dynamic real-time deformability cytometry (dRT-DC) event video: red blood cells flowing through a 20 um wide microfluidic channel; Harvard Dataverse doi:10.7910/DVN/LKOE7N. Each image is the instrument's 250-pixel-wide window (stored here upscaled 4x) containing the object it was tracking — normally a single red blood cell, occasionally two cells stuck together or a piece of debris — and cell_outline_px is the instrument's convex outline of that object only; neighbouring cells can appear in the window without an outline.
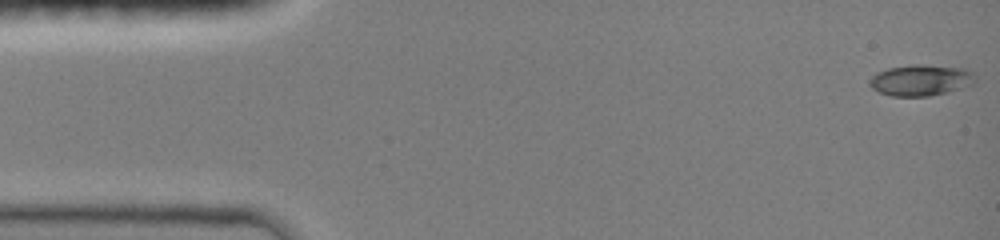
{"species": "common noctule bat (a hibernating species)", "species_latin": "Nyctalus noctula", "temperature_condition": "room temperature", "stored_images_in_passage": 47, "camera_frame_rate_fps": 3000, "um_per_image_px": 0.085, "animal": {"sex": "female", "body_mass_g": 19.0, "forearm_length_mm": 51.5}, "frame": {"image": 1, "passage_image": 1, "time_ms": 0.0, "image_size_px": [1000, 240], "cell_outline_px": [[976, 80], [972, 84], [960, 88], [928, 96], [892, 96], [880, 92], [872, 88], [868, 84], [868, 80], [876, 72], [888, 68], [912, 64], [924, 64], [964, 68], [972, 72], [976, 76]], "centroid_in_image_um": [78.24, 6.8], "position_along_channel_um": 6.8, "area_um2": 19.19}}
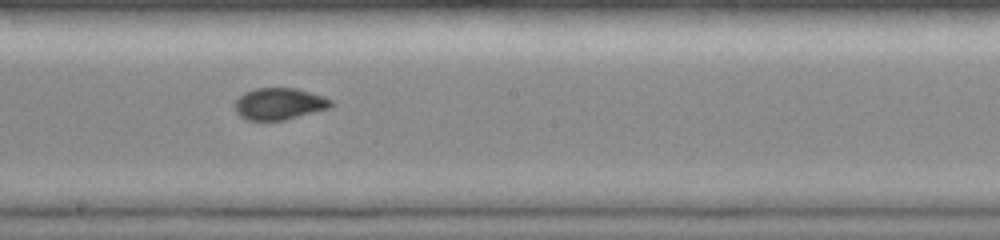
{"frame": {"image": 2, "passage_image": 26, "time_ms": 8.333, "image_size_px": [1000, 240], "cell_outline_px": [[332, 104], [328, 108], [284, 120], [248, 120], [240, 116], [236, 112], [236, 100], [244, 92], [256, 88], [296, 88], [324, 96], [332, 100]], "centroid_in_image_um": [23.73, 8.81], "position_along_channel_um": 224.5, "area_um2": 17.57}}
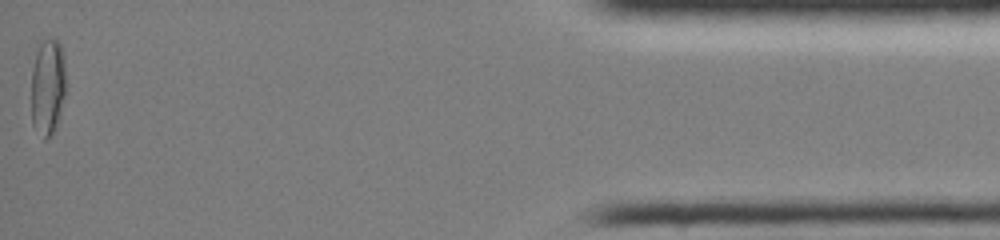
{"frame": {"image": 3, "passage_image": 47, "time_ms": 15.333, "image_size_px": [1000, 240], "cell_outline_px": [[64, 96], [56, 128], [52, 136], [44, 140], [32, 124], [32, 68], [40, 44], [44, 40], [56, 40], [60, 44], [64, 56]], "centroid_in_image_um": [4.05, 7.44], "position_along_channel_um": 431.1, "area_um2": 19.13}}